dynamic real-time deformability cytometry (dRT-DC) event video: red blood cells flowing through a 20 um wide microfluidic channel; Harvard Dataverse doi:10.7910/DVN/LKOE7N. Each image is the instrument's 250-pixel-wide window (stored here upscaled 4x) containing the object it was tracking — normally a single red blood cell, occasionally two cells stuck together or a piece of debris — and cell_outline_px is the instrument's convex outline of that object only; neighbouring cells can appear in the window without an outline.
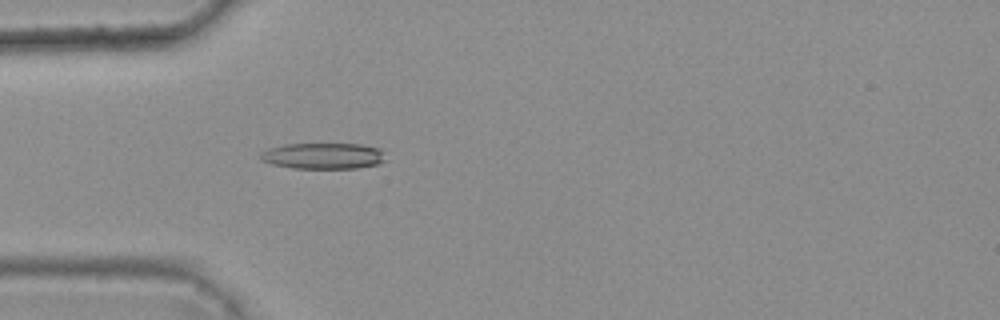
{"species": "common noctule bat (a hibernating species)", "species_latin": "Nyctalus noctula", "temperature_condition": "warm", "stored_images_in_passage": 5, "camera_frame_rate_fps": 3000, "um_per_image_px": 0.085, "animal": {"sex": "female", "body_mass_g": 25.1}, "frame": {"image": 1, "passage_image": 5, "time_ms": 1.333, "image_size_px": [1000, 320], "cell_outline_px": [[388, 160], [380, 164], [356, 168], [292, 168], [272, 164], [260, 160], [260, 156], [268, 148], [284, 144], [360, 144], [380, 148]], "centroid_in_image_um": [27.52, 13.25], "position_along_channel_um": 57.5, "area_um2": 19.13}}